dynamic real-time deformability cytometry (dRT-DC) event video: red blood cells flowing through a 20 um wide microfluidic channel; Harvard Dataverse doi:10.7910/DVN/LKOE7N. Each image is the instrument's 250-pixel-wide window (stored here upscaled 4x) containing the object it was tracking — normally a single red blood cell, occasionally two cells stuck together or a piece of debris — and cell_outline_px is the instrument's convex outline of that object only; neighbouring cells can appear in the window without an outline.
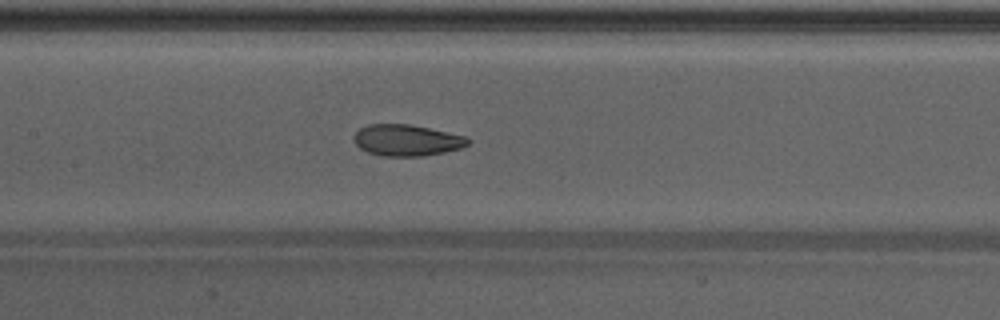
{"species": "Egyptian fruit bat (a non-hibernating species)", "species_latin": "Rousettus aegyptiacus", "temperature_condition": "warm", "stored_images_in_passage": 30, "camera_frame_rate_fps": 3000, "um_per_image_px": 0.085, "animal": {"sex": "male"}, "frame": {"image": 1, "passage_image": 9, "time_ms": 2.667, "image_size_px": [1000, 320], "cell_outline_px": [[472, 140], [468, 144], [460, 148], [444, 152], [424, 156], [384, 156], [368, 152], [360, 148], [352, 140], [352, 136], [360, 128], [368, 124], [412, 124], [464, 136]], "centroid_in_image_um": [34.55, 11.91], "position_along_channel_um": 172.9, "area_um2": 20.87}}
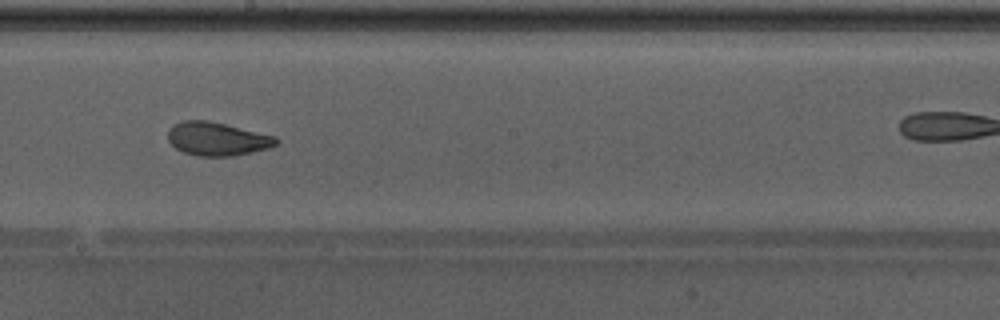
{"frame": {"image": 2, "passage_image": 13, "time_ms": 4.0, "image_size_px": [1000, 320], "cell_outline_px": [[280, 140], [276, 144], [268, 148], [252, 152], [232, 156], [200, 156], [184, 152], [176, 148], [168, 140], [168, 132], [172, 124], [180, 120], [208, 120], [276, 136]], "centroid_in_image_um": [18.45, 11.79], "position_along_channel_um": 229.8, "area_um2": 21.1}}
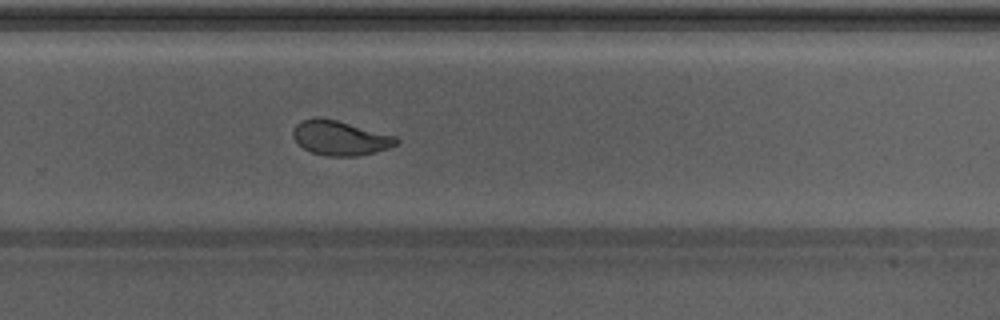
{"frame": {"image": 3, "passage_image": 18, "time_ms": 5.667, "image_size_px": [1000, 320], "cell_outline_px": [[400, 140], [396, 144], [388, 148], [356, 156], [328, 156], [312, 152], [304, 148], [292, 136], [292, 132], [296, 124], [304, 120], [316, 116], [320, 116], [336, 120], [396, 136]], "centroid_in_image_um": [28.89, 11.71], "position_along_channel_um": 300.9, "area_um2": 20.58}, "authors_computed_cell_mechanics": {"area_um2": 21.675, "velocity_mm_per_s": 4.2841, "shape_relaxation_time_tau1_ms": 3.4007, "shape_relaxation_time_tau2_ms": 1.0774, "deformation_change_tau1": 0.1467, "deformation_change_tau2": 0.0608}}